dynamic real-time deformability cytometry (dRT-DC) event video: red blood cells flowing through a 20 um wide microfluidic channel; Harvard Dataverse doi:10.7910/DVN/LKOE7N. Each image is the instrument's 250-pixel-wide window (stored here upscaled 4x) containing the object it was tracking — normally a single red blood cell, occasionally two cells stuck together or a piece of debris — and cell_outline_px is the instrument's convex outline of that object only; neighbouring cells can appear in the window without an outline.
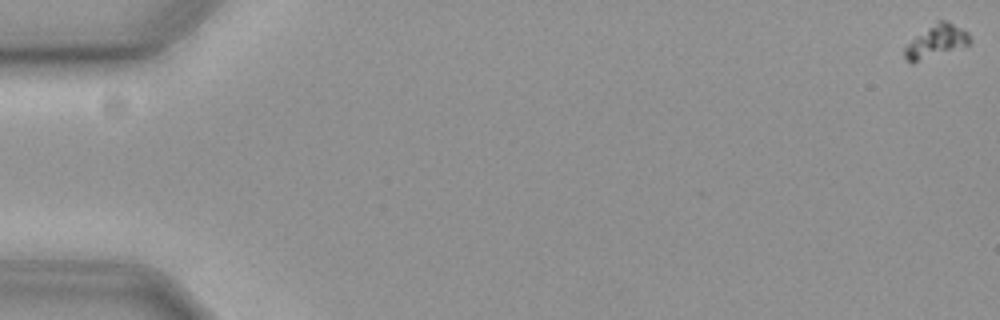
{"species": "common noctule bat (a hibernating species)", "species_latin": "Nyctalus noctula", "temperature_condition": "cold", "stored_images_in_passage": 59, "camera_frame_rate_fps": 3000, "um_per_image_px": 0.085, "animal": {"sex": "female", "body_mass_g": 19.3, "forearm_length_mm": 54.1}, "frame": {"image": 1, "passage_image": 1, "time_ms": 0.0, "image_size_px": [1000, 320], "cell_outline_px": [[972, 40], [968, 44], [912, 64], [904, 56], [904, 48], [916, 36], [936, 20], [944, 20], [968, 32]], "centroid_in_image_um": [79.56, 3.51], "position_along_channel_um": 5.4, "area_um2": 12.14}}
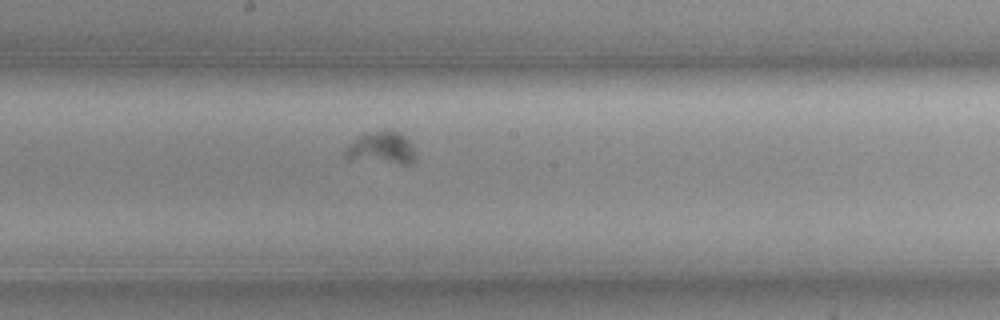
{"frame": {"image": 2, "passage_image": 33, "time_ms": 10.667, "image_size_px": [1000, 320], "cell_outline_px": [[416, 156], [408, 164], [400, 164], [348, 160], [344, 156], [344, 152], [360, 136], [384, 128], [388, 128], [400, 132], [412, 144]], "centroid_in_image_um": [32.45, 12.58], "position_along_channel_um": 215.7, "area_um2": 13.35}}
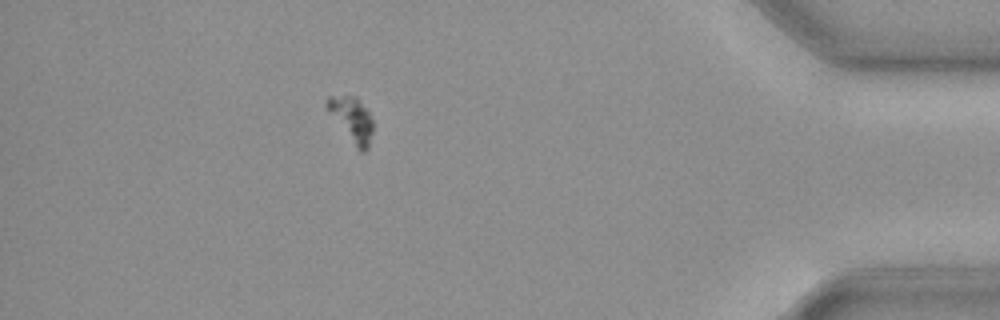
{"frame": {"image": 3, "passage_image": 53, "time_ms": 17.333, "image_size_px": [1000, 320], "cell_outline_px": [[372, 132], [368, 148], [364, 152], [360, 152], [356, 148], [324, 104], [324, 100], [328, 96], [356, 96], [368, 112], [372, 120]], "centroid_in_image_um": [29.9, 10.14], "position_along_channel_um": 405.3, "area_um2": 11.62}}